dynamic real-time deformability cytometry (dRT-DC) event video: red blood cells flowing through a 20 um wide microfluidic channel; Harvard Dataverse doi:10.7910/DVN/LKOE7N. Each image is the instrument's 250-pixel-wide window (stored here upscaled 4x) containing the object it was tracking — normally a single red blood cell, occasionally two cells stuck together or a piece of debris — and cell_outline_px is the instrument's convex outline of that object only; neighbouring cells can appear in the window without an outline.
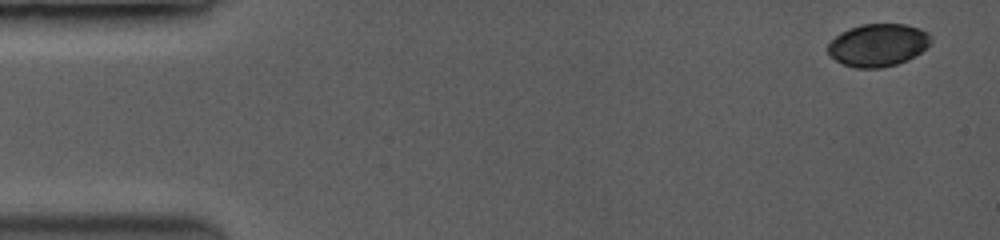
{"species": "common noctule bat (a hibernating species)", "species_latin": "Nyctalus noctula", "temperature_condition": "room temperature", "stored_images_in_passage": 45, "camera_frame_rate_fps": 3500, "um_per_image_px": 0.085, "animal": {"sex": "female", "body_mass_g": 19.0, "forearm_length_mm": 53.3}, "frame": {"image": 1, "passage_image": 1, "time_ms": 0.0, "image_size_px": [1000, 240], "cell_outline_px": [[932, 40], [920, 52], [896, 64], [880, 68], [856, 68], [844, 64], [836, 60], [828, 52], [828, 44], [836, 36], [852, 28], [864, 24], [904, 24], [920, 28], [928, 32]], "centroid_in_image_um": [74.64, 3.82], "position_along_channel_um": 10.4, "area_um2": 25.03}}
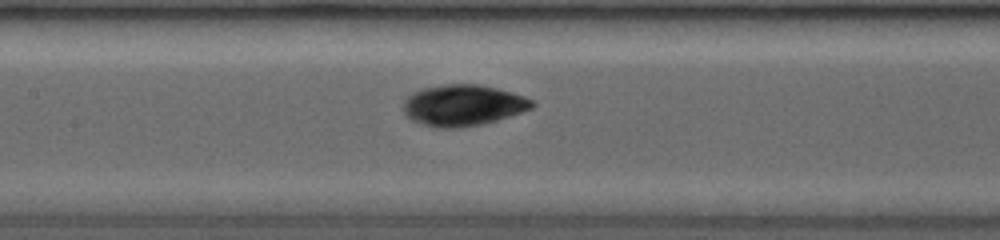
{"frame": {"image": 2, "passage_image": 21, "time_ms": 7.143, "image_size_px": [1000, 240], "cell_outline_px": [[536, 104], [532, 108], [496, 120], [480, 124], [460, 128], [440, 128], [424, 124], [412, 120], [404, 112], [404, 104], [408, 96], [420, 88], [444, 84], [476, 84], [496, 88], [524, 96], [532, 100]], "centroid_in_image_um": [39.35, 8.94], "position_along_channel_um": 168.0, "area_um2": 30.52}}
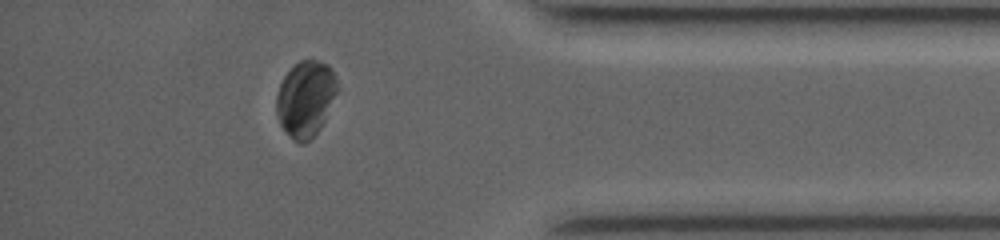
{"frame": {"image": 3, "passage_image": 40, "time_ms": 13.429, "image_size_px": [1000, 240], "cell_outline_px": [[336, 92], [324, 120], [320, 128], [304, 144], [300, 144], [292, 140], [280, 124], [276, 112], [276, 96], [280, 84], [284, 76], [300, 60], [320, 60], [328, 64], [332, 68], [336, 76]], "centroid_in_image_um": [25.96, 8.39], "position_along_channel_um": 409.2, "area_um2": 26.7}, "authors_computed_cell_mechanics": {"area_um2": 29.1312, "velocity_mm_per_s": 4.0463, "shape_relaxation_time_tau1_ms": 1.6395, "shape_relaxation_time_tau2_ms": 1.2041, "deformation_change_tau1": 0.0502, "deformation_change_tau2": 0.0298}}